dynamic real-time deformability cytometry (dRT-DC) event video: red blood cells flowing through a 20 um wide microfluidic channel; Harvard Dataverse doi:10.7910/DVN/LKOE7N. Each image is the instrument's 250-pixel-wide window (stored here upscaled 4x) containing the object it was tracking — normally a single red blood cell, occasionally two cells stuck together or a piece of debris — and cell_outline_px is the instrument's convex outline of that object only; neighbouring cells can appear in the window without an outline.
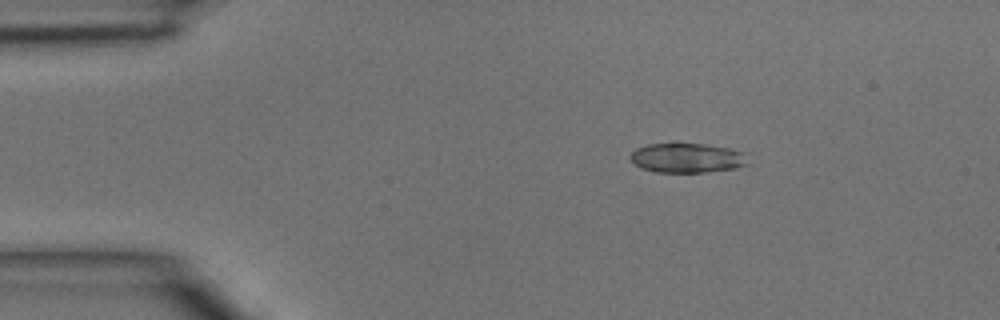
{"species": "common noctule bat (a hibernating species)", "species_latin": "Nyctalus noctula", "temperature_condition": "room temperature", "stored_images_in_passage": 4, "camera_frame_rate_fps": 3000, "um_per_image_px": 0.085, "animal": {"sex": "male", "body_mass_g": 15.6}, "frame": {"image": 1, "passage_image": 1, "time_ms": 0.0, "image_size_px": [1000, 320], "cell_outline_px": [[752, 164], [736, 168], [704, 172], [656, 172], [644, 168], [636, 164], [628, 156], [636, 148], [648, 144], [672, 140], [676, 140], [704, 144], [728, 148], [744, 152]], "centroid_in_image_um": [58.42, 13.37], "position_along_channel_um": 26.6, "area_um2": 21.1}}